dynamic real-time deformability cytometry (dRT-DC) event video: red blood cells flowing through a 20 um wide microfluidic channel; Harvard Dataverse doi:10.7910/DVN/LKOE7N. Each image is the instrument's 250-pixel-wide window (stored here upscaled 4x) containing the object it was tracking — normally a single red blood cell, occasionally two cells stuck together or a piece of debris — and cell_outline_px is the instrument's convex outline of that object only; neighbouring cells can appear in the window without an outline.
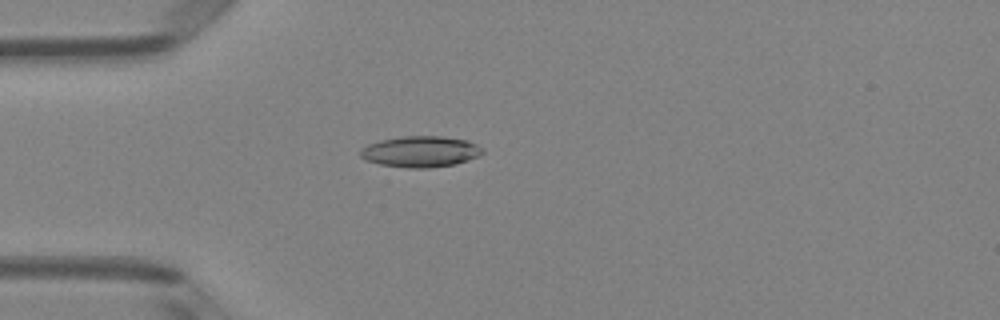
{"species": "Egyptian fruit bat (a non-hibernating species)", "species_latin": "Rousettus aegyptiacus", "temperature_condition": "room temperature", "stored_images_in_passage": 5, "camera_frame_rate_fps": 3000, "um_per_image_px": 0.085, "animal": {"sex": "female"}, "frame": {"image": 1, "passage_image": 4, "time_ms": 1.0, "image_size_px": [1000, 320], "cell_outline_px": [[484, 152], [480, 156], [456, 164], [428, 168], [408, 168], [380, 164], [364, 160], [360, 156], [360, 148], [368, 144], [380, 140], [404, 136], [440, 136], [468, 140], [476, 144]], "centroid_in_image_um": [35.73, 12.89], "position_along_channel_um": 49.3, "area_um2": 22.2}}